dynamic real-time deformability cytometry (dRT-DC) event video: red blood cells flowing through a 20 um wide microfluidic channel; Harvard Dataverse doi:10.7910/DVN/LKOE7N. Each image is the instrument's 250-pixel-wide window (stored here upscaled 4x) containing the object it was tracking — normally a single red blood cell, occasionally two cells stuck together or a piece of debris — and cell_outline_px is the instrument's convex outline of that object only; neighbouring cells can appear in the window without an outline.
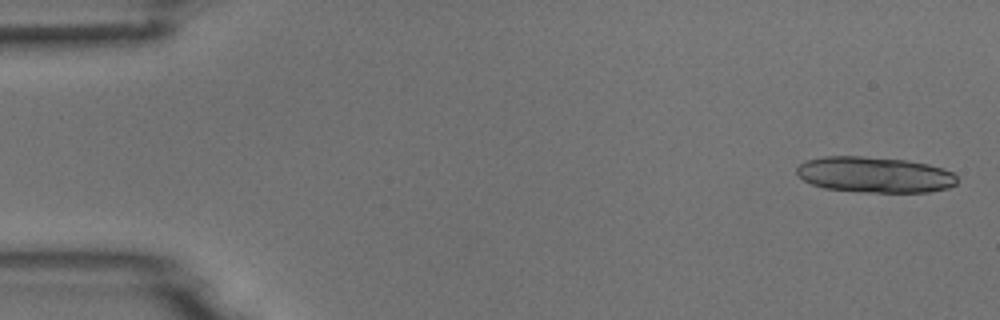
{"species": "common noctule bat (a hibernating species)", "species_latin": "Nyctalus noctula", "temperature_condition": "room temperature", "stored_images_in_passage": 4, "camera_frame_rate_fps": 3000, "um_per_image_px": 0.085, "animal": {"sex": "male", "body_mass_g": 18.8}, "frame": {"image": 1, "passage_image": 1, "time_ms": 0.0, "image_size_px": [1000, 320], "cell_outline_px": [[956, 184], [948, 188], [928, 192], [864, 192], [824, 188], [812, 184], [804, 180], [796, 172], [796, 168], [800, 164], [808, 160], [824, 156], [864, 156], [904, 160], [928, 164], [944, 168], [952, 172], [956, 176]], "centroid_in_image_um": [74.36, 14.85], "position_along_channel_um": 10.6, "area_um2": 33.41}}